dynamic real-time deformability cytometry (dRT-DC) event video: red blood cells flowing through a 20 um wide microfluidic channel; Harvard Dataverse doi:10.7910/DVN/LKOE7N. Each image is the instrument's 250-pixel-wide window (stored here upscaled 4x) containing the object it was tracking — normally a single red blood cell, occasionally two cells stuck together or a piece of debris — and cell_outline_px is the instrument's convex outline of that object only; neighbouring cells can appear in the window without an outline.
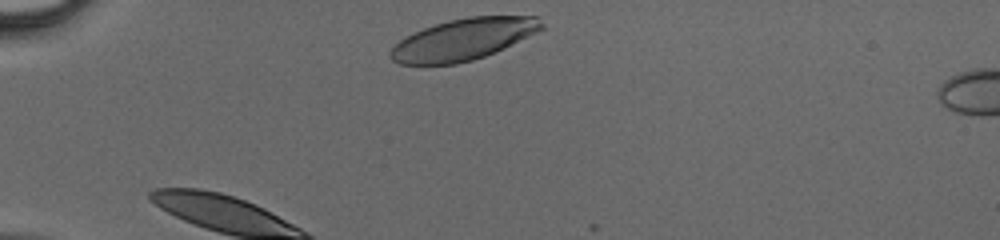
{"species": "human", "species_latin": "Homo sapiens", "temperature_condition": "cold", "stored_images_in_passage": 25, "camera_frame_rate_fps": 3000, "um_per_image_px": 0.085, "donor": {"sex": "male"}, "frame": {"image": 1, "passage_image": 1, "time_ms": 0.0, "image_size_px": [1000, 240], "cell_outline_px": [[544, 28], [504, 48], [484, 56], [472, 60], [456, 64], [400, 64], [392, 60], [388, 56], [388, 52], [400, 40], [424, 28], [448, 20], [468, 16], [540, 16], [544, 24]], "centroid_in_image_um": [39.4, 3.34], "position_along_channel_um": 45.6, "area_um2": 36.3}}
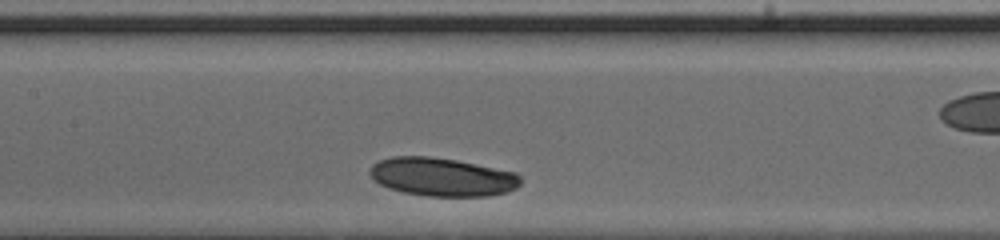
{"frame": {"image": 2, "passage_image": 9, "time_ms": 2.667, "image_size_px": [1000, 240], "cell_outline_px": [[520, 184], [516, 188], [508, 192], [488, 196], [428, 196], [404, 192], [388, 188], [372, 180], [368, 172], [372, 164], [380, 160], [392, 156], [428, 156], [456, 160], [516, 172], [520, 176]], "centroid_in_image_um": [37.56, 15.04], "position_along_channel_um": 169.8, "area_um2": 33.87}}
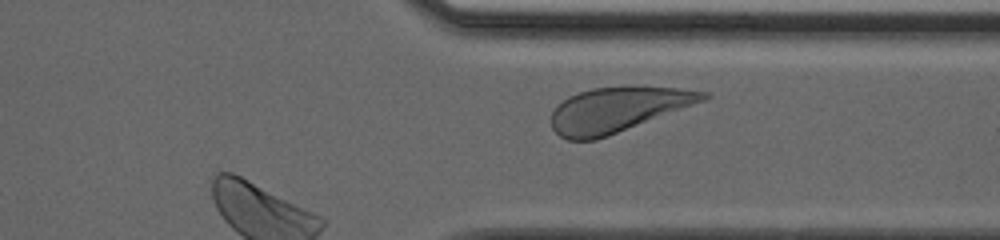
{"frame": {"image": 3, "passage_image": 25, "time_ms": 8.0, "image_size_px": [1000, 240], "cell_outline_px": [[712, 96], [704, 100], [608, 136], [596, 140], [568, 140], [560, 136], [552, 128], [552, 112], [568, 96], [592, 88], [676, 88], [708, 92]], "centroid_in_image_um": [52.46, 9.34], "position_along_channel_um": 358.9, "area_um2": 38.49}}